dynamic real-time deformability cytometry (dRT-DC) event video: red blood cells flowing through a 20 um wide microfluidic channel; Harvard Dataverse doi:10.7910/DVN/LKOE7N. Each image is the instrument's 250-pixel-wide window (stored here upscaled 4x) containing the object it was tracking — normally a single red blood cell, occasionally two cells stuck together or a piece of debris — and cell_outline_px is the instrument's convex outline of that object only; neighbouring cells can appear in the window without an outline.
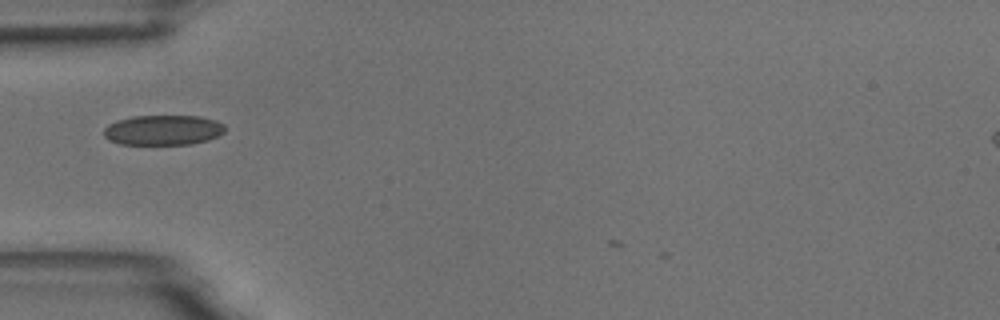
{"species": "common noctule bat (a hibernating species)", "species_latin": "Nyctalus noctula", "temperature_condition": "room temperature", "stored_images_in_passage": 3, "camera_frame_rate_fps": 3000, "um_per_image_px": 0.085, "animal": {"sex": "male", "body_mass_g": 18.8}, "frame": {"image": 1, "passage_image": 2, "time_ms": 1.0, "image_size_px": [1000, 320], "cell_outline_px": [[224, 132], [220, 136], [208, 140], [192, 144], [120, 144], [108, 140], [104, 136], [104, 128], [108, 124], [116, 120], [132, 116], [200, 116], [216, 120], [224, 124]], "centroid_in_image_um": [13.87, 11.05], "position_along_channel_um": 71.1, "area_um2": 21.44}}